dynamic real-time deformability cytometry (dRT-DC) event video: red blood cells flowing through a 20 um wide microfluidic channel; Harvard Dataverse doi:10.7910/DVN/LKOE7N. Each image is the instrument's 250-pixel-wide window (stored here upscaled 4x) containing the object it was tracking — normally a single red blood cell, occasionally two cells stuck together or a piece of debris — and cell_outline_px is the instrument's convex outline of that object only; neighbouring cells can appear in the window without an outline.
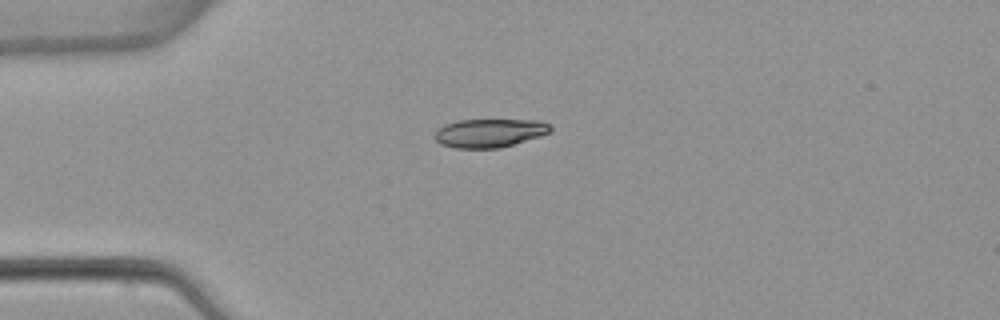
{"species": "common noctule bat (a hibernating species)", "species_latin": "Nyctalus noctula", "temperature_condition": "warm", "stored_images_in_passage": 2, "camera_frame_rate_fps": 3000, "um_per_image_px": 0.085, "animal": {"sex": "female", "body_mass_g": 22.7, "forearm_length_mm": 54.2}, "frame": {"image": 1, "passage_image": 1, "time_ms": 0.0, "image_size_px": [1000, 320], "cell_outline_px": [[552, 132], [540, 136], [500, 148], [456, 148], [440, 144], [432, 136], [444, 124], [460, 120], [540, 120], [552, 124]], "centroid_in_image_um": [41.64, 11.3], "position_along_channel_um": 43.4, "area_um2": 19.36}}